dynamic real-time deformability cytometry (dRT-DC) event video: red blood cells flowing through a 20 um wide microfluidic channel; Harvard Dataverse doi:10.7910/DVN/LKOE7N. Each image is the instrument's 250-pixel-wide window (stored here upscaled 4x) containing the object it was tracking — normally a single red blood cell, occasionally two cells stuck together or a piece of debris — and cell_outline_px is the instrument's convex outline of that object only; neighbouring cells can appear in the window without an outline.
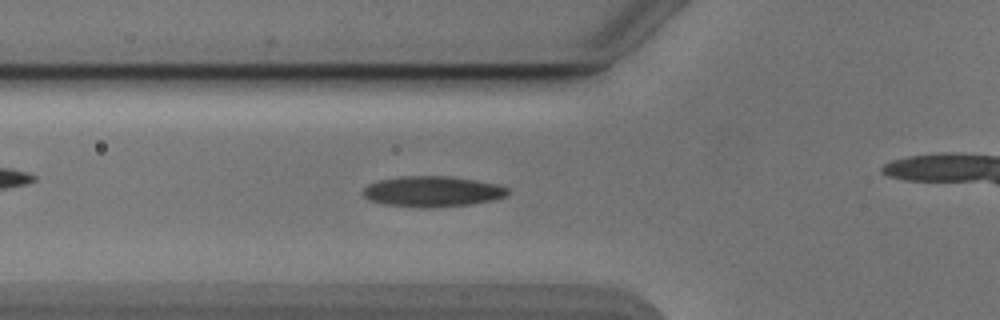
{"species": "Egyptian fruit bat (a non-hibernating species)", "species_latin": "Rousettus aegyptiacus", "temperature_condition": "cold", "stored_images_in_passage": 30, "camera_frame_rate_fps": 3000, "um_per_image_px": 0.085, "animal": {"sex": "male"}, "frame": {"image": 1, "passage_image": 4, "time_ms": 1.0, "image_size_px": [1000, 320], "cell_outline_px": [[512, 192], [508, 196], [492, 200], [472, 204], [436, 208], [420, 208], [384, 204], [368, 200], [360, 192], [368, 184], [380, 180], [400, 176], [448, 176], [476, 180], [500, 184], [508, 188]], "centroid_in_image_um": [36.79, 16.28], "position_along_channel_um": 89.0, "area_um2": 26.36}}
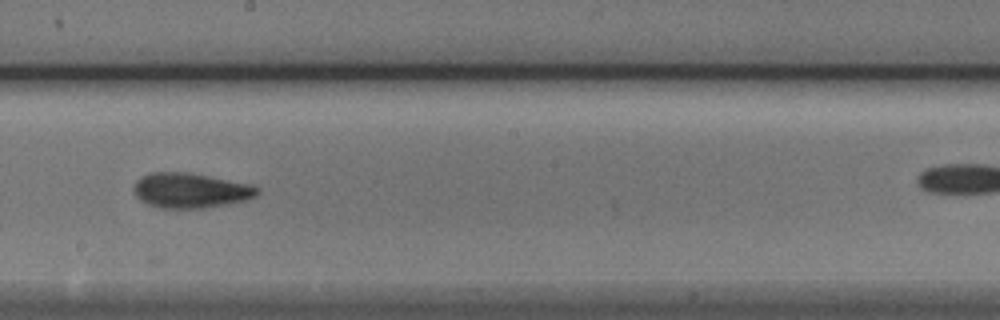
{"frame": {"image": 2, "passage_image": 15, "time_ms": 4.667, "image_size_px": [1000, 320], "cell_outline_px": [[260, 192], [256, 196], [248, 200], [204, 208], [160, 208], [148, 204], [140, 200], [132, 192], [132, 184], [140, 176], [152, 172], [188, 172], [248, 184], [260, 188]], "centroid_in_image_um": [16.14, 16.19], "position_along_channel_um": 232.1, "area_um2": 25.37}}
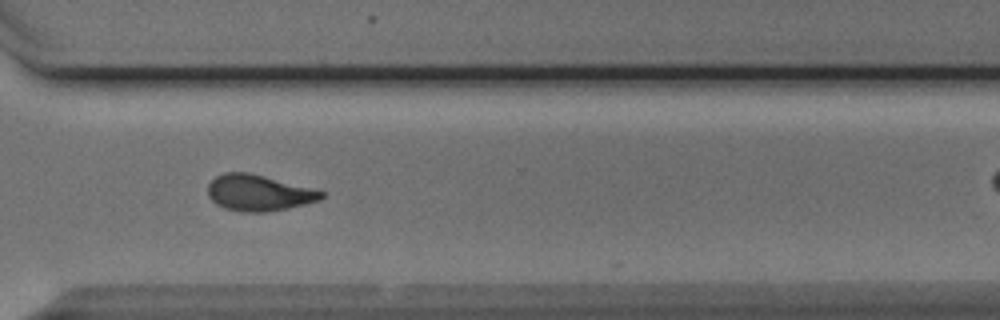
{"frame": {"image": 3, "passage_image": 24, "time_ms": 7.667, "image_size_px": [1000, 320], "cell_outline_px": [[324, 196], [320, 200], [288, 208], [264, 212], [240, 212], [224, 208], [216, 204], [208, 196], [208, 184], [216, 176], [224, 172], [248, 172], [316, 188], [324, 192]], "centroid_in_image_um": [22.0, 16.38], "position_along_channel_um": 348.6, "area_um2": 24.1}}